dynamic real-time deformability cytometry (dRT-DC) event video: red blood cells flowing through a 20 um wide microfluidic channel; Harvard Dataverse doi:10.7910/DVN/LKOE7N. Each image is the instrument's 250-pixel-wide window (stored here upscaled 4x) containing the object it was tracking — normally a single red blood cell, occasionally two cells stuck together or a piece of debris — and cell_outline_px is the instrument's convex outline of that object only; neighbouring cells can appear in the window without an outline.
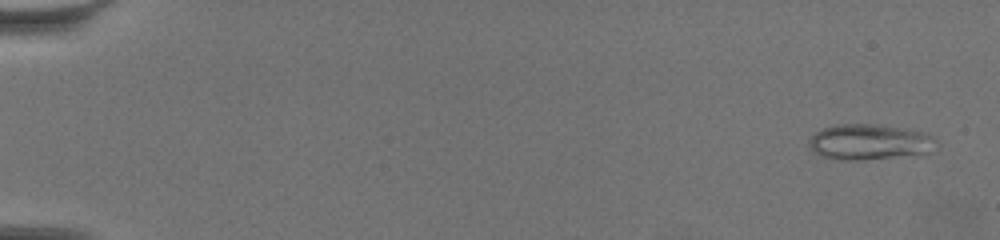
{"species": "common noctule bat (a hibernating species)", "species_latin": "Nyctalus noctula", "temperature_condition": "warm", "stored_images_in_passage": 62, "camera_frame_rate_fps": 3000, "um_per_image_px": 0.085, "animal": {"sex": "female", "body_mass_g": 19.5, "forearm_length_mm": 54.1}, "frame": {"image": 1, "passage_image": 3, "time_ms": 0.667, "image_size_px": [1000, 240], "cell_outline_px": [[936, 152], [860, 160], [836, 160], [820, 156], [812, 152], [808, 144], [808, 140], [816, 132], [824, 128], [840, 124], [876, 124], [900, 128], [920, 132], [936, 140]], "centroid_in_image_um": [73.85, 12.09], "position_along_channel_um": 11.1, "area_um2": 26.3}}
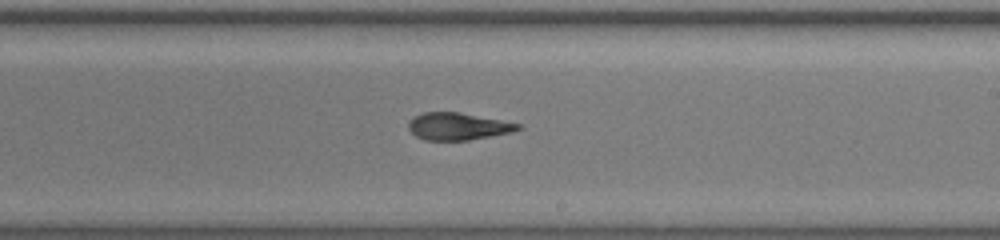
{"frame": {"image": 2, "passage_image": 39, "time_ms": 12.667, "image_size_px": [1000, 240], "cell_outline_px": [[524, 128], [512, 132], [492, 136], [468, 140], [424, 140], [416, 136], [408, 128], [408, 124], [416, 116], [424, 112], [456, 112], [500, 120], [520, 124]], "centroid_in_image_um": [38.94, 10.75], "position_along_channel_um": 250.1, "area_um2": 17.11}}
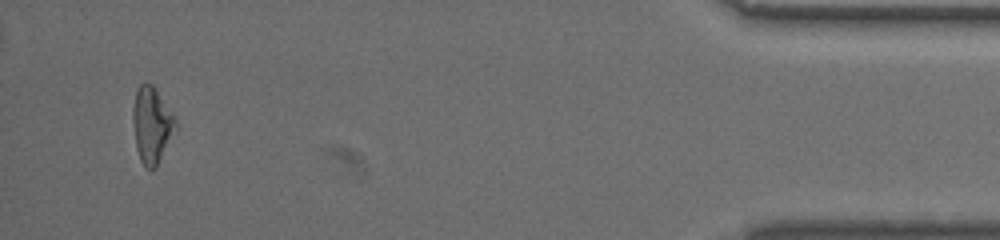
{"frame": {"image": 3, "passage_image": 60, "time_ms": 19.667, "image_size_px": [1000, 240], "cell_outline_px": [[176, 128], [156, 168], [144, 168], [140, 160], [136, 148], [132, 120], [132, 108], [136, 92], [140, 84], [152, 84], [156, 88], [176, 116]], "centroid_in_image_um": [12.9, 10.61], "position_along_channel_um": 422.3, "area_um2": 19.07}, "authors_computed_cell_mechanics": {"area_um2": 18.6405, "velocity_mm_per_s": 3.4397, "shape_relaxation_time_tau1_ms": null, "shape_relaxation_time_tau2_ms": 2.7556, "deformation_change_tau1": null, "deformation_change_tau2": 0.1152}}